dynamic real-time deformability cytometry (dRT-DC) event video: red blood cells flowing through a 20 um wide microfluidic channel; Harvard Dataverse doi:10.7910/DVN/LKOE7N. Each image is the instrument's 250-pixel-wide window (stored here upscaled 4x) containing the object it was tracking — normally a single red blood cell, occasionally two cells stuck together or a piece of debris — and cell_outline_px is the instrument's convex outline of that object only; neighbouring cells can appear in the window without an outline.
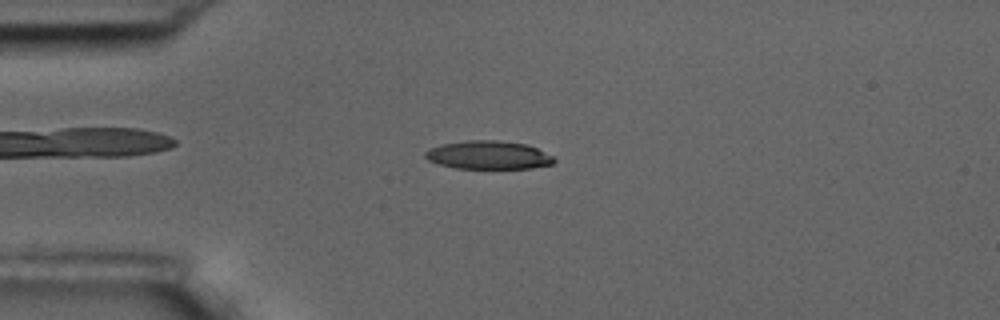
{"species": "common noctule bat (a hibernating species)", "species_latin": "Nyctalus noctula", "temperature_condition": "room temperature", "stored_images_in_passage": 7, "camera_frame_rate_fps": 3000, "um_per_image_px": 0.085, "animal": {"sex": "male", "body_mass_g": 17.5, "forearm_length_mm": 52.3}, "frame": {"image": 1, "passage_image": 3, "time_ms": 2.333, "image_size_px": [1000, 320], "cell_outline_px": [[556, 160], [552, 164], [532, 168], [456, 168], [440, 164], [428, 160], [424, 156], [424, 152], [428, 148], [444, 144], [468, 140], [496, 140], [524, 144], [536, 148], [552, 156]], "centroid_in_image_um": [41.49, 13.18], "position_along_channel_um": 43.5, "area_um2": 21.04}}
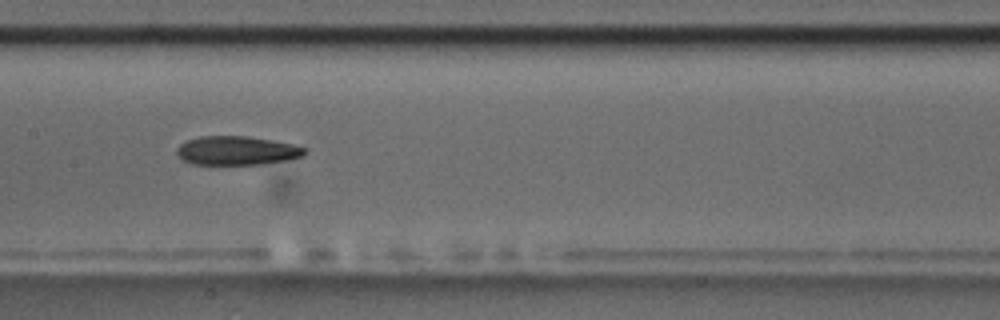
{"frame": {"image": 2, "passage_image": 7, "time_ms": 7.0, "image_size_px": [1000, 320], "cell_outline_px": [[308, 152], [304, 156], [288, 160], [260, 164], [192, 164], [184, 160], [176, 152], [176, 148], [180, 144], [188, 140], [200, 136], [248, 136], [272, 140], [292, 144], [308, 148]], "centroid_in_image_um": [20.18, 12.8], "position_along_channel_um": 187.2, "area_um2": 21.56}}